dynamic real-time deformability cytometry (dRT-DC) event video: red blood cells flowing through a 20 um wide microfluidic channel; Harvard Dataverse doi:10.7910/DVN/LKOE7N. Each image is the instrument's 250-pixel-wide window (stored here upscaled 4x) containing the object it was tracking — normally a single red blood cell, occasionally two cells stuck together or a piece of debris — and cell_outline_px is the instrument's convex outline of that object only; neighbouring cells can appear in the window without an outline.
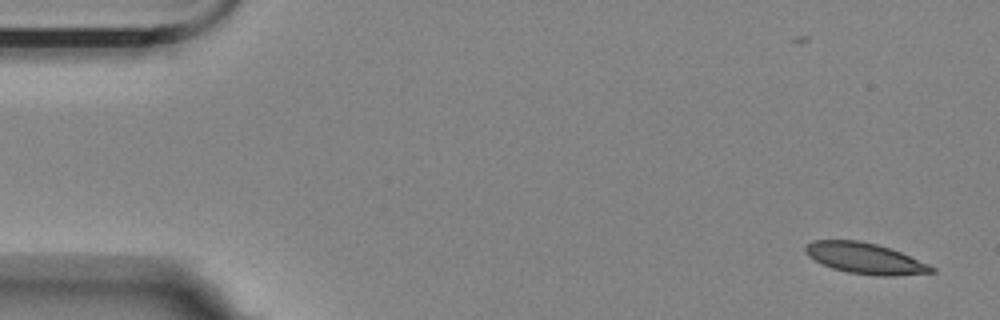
{"species": "Egyptian fruit bat (a non-hibernating species)", "species_latin": "Rousettus aegyptiacus", "temperature_condition": "room temperature", "stored_images_in_passage": 3, "segment_of_instrument_passage": [2, 2], "camera_frame_rate_fps": 3000, "um_per_image_px": 0.085, "animal": {"sex": "female"}, "frame": {"image": 1, "passage_image": 3, "time_ms": 2.333, "image_size_px": [1000, 320], "cell_outline_px": [[936, 272], [896, 276], [876, 276], [848, 272], [832, 268], [808, 256], [804, 252], [804, 248], [812, 240], [860, 240], [876, 244], [900, 252], [928, 264], [936, 268]], "centroid_in_image_um": [73.54, 21.96], "position_along_channel_um": 11.5, "area_um2": 22.6}}